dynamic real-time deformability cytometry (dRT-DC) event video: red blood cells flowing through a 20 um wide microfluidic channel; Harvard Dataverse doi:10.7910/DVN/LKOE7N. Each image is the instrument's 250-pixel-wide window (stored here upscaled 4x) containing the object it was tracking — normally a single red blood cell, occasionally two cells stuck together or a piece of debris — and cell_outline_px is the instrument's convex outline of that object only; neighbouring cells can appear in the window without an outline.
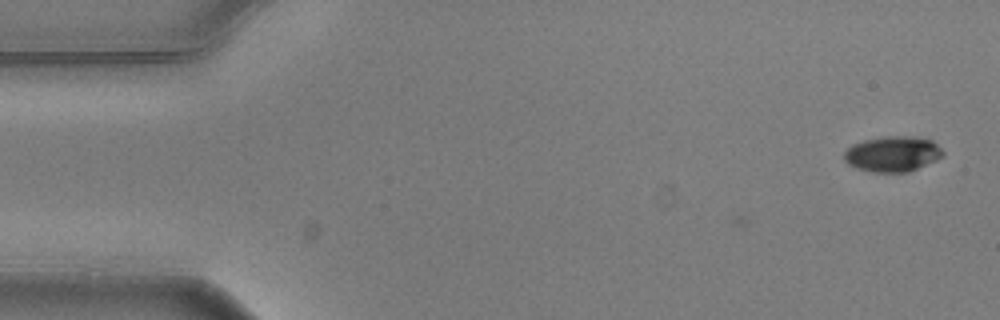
{"species": "common noctule bat (a hibernating species)", "species_latin": "Nyctalus noctula", "temperature_condition": "warm", "stored_images_in_passage": 2, "camera_frame_rate_fps": 3000, "um_per_image_px": 0.085, "animal": {"sex": "male", "body_mass_g": 20.5, "forearm_length_mm": 52.5}, "frame": {"image": 1, "passage_image": 2, "time_ms": 0.333, "image_size_px": [1000, 320], "cell_outline_px": [[944, 156], [936, 160], [908, 172], [872, 172], [856, 168], [848, 164], [844, 160], [844, 152], [852, 144], [864, 140], [884, 136], [916, 136], [932, 140], [944, 152]], "centroid_in_image_um": [75.87, 13.08], "position_along_channel_um": 9.1, "area_um2": 20.52}}